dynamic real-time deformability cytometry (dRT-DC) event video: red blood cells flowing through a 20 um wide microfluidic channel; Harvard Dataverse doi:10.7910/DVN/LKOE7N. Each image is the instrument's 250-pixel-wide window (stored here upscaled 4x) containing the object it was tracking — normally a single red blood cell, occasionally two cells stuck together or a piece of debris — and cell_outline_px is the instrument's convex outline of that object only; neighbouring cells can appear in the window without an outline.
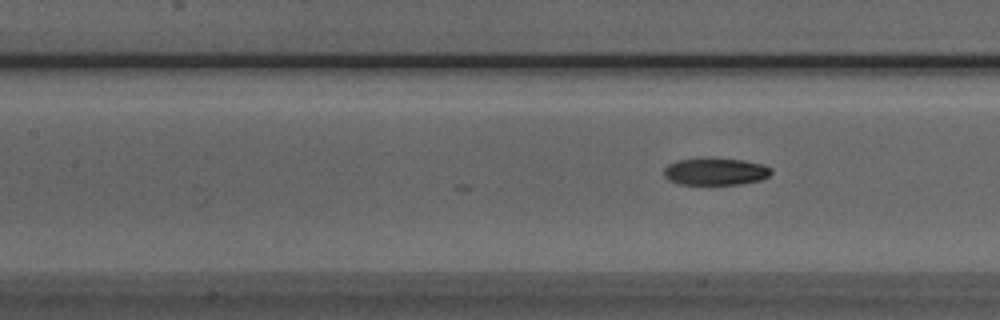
{"species": "Egyptian fruit bat (a non-hibernating species)", "species_latin": "Rousettus aegyptiacus", "temperature_condition": "room temperature", "stored_images_in_passage": 9, "camera_frame_rate_fps": 3000, "um_per_image_px": 0.085, "animal": {"sex": "male"}, "frame": {"image": 1, "passage_image": 9, "time_ms": 2.667, "image_size_px": [1000, 320], "cell_outline_px": [[772, 172], [768, 176], [760, 180], [740, 184], [676, 184], [668, 180], [664, 176], [664, 168], [668, 164], [676, 160], [700, 156], [708, 156], [744, 160], [764, 164], [772, 168]], "centroid_in_image_um": [60.78, 14.54], "position_along_channel_um": 146.6, "area_um2": 17.69}}